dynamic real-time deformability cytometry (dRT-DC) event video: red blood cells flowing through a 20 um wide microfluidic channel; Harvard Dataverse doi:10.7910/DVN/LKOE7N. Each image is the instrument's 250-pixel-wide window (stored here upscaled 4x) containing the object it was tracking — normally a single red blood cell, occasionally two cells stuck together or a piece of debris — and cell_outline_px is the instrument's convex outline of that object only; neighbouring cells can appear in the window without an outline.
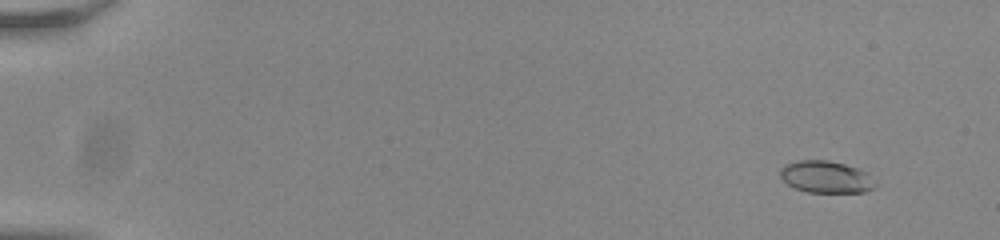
{"species": "common noctule bat (a hibernating species)", "species_latin": "Nyctalus noctula", "temperature_condition": "room temperature", "stored_images_in_passage": 56, "camera_frame_rate_fps": 3000, "um_per_image_px": 0.085, "animal": {"sex": "male", "body_mass_g": 20.0, "forearm_length_mm": 53.3}, "frame": {"image": 1, "passage_image": 5, "time_ms": 1.333, "image_size_px": [1000, 240], "cell_outline_px": [[876, 184], [872, 188], [864, 192], [808, 192], [796, 188], [788, 184], [780, 176], [780, 168], [784, 164], [796, 160], [828, 160], [844, 164], [856, 168], [864, 172]], "centroid_in_image_um": [70.14, 15.03], "position_along_channel_um": 14.9, "area_um2": 17.46}}
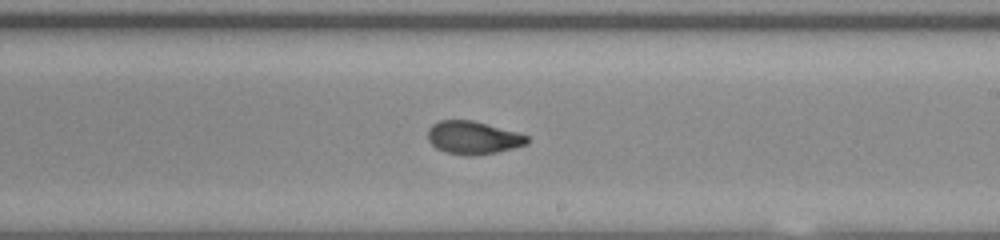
{"frame": {"image": 2, "passage_image": 35, "time_ms": 11.333, "image_size_px": [1000, 240], "cell_outline_px": [[528, 144], [496, 152], [468, 156], [444, 152], [436, 148], [428, 140], [428, 128], [432, 124], [440, 120], [472, 120], [520, 132], [528, 136]], "centroid_in_image_um": [40.21, 11.69], "position_along_channel_um": 248.8, "area_um2": 19.19}}
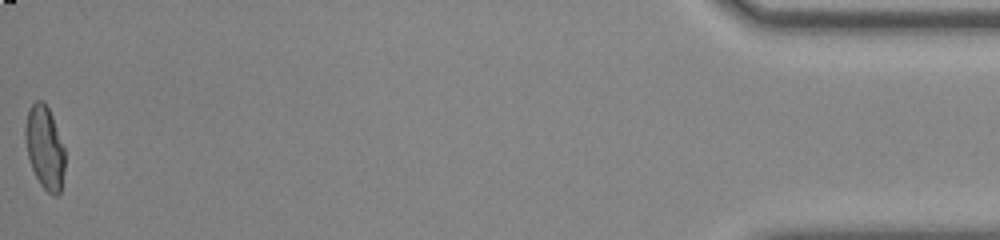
{"frame": {"image": 3, "passage_image": 56, "time_ms": 18.333, "image_size_px": [1000, 240], "cell_outline_px": [[64, 168], [60, 192], [56, 196], [52, 196], [40, 184], [32, 168], [28, 156], [24, 136], [24, 128], [28, 108], [36, 100], [44, 100], [52, 116], [64, 148]], "centroid_in_image_um": [3.78, 12.51], "position_along_channel_um": 431.4, "area_um2": 19.13}, "authors_computed_cell_mechanics": {"area_um2": 18.9006, "velocity_mm_per_s": 3.8347, "shape_relaxation_time_tau1_ms": 7.9812, "shape_relaxation_time_tau2_ms": 1.0502, "deformation_change_tau1": 0.2859, "deformation_change_tau2": 0.0634}}